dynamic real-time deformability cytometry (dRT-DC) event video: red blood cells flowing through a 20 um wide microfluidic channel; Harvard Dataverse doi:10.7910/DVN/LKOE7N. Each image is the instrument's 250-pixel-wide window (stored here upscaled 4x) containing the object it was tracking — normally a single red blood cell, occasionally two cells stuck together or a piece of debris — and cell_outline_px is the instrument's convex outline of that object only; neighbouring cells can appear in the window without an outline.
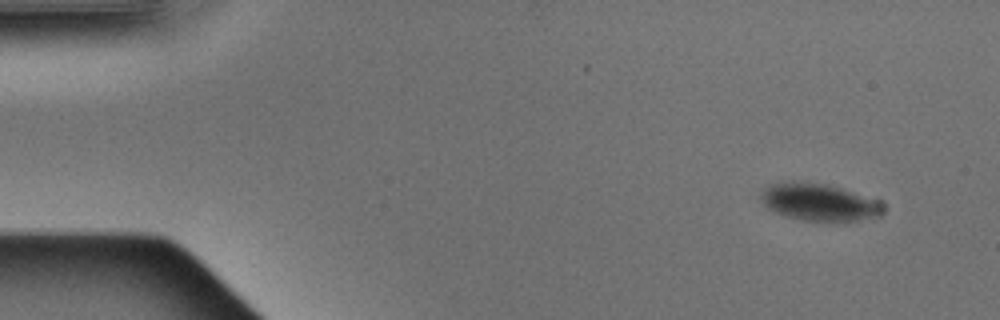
{"species": "Egyptian fruit bat (a non-hibernating species)", "species_latin": "Rousettus aegyptiacus", "temperature_condition": "warm", "stored_images_in_passage": 2, "camera_frame_rate_fps": 3000, "um_per_image_px": 0.085, "animal": {"sex": "male"}, "frame": {"image": 1, "passage_image": 1, "time_ms": 0.0, "image_size_px": [1000, 320], "cell_outline_px": [[884, 212], [860, 220], [804, 220], [788, 216], [776, 212], [768, 208], [764, 204], [760, 196], [760, 192], [768, 184], [828, 184], [880, 200], [884, 204]], "centroid_in_image_um": [69.66, 17.2], "position_along_channel_um": 15.3, "area_um2": 25.49}}